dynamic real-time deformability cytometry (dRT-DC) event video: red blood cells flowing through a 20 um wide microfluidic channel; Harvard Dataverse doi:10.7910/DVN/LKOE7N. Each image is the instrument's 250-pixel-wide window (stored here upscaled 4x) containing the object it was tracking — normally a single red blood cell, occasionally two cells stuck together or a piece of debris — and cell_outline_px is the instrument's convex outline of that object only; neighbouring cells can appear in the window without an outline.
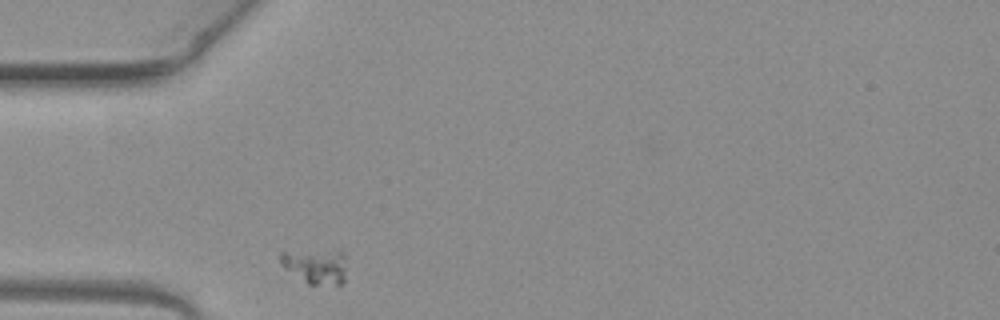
{"species": "common noctule bat (a hibernating species)", "species_latin": "Nyctalus noctula", "temperature_condition": "warm", "stored_images_in_passage": 29, "camera_frame_rate_fps": 3000, "um_per_image_px": 0.085, "animal": {"sex": "female", "body_mass_g": 19.3, "forearm_length_mm": 54.1}, "frame": {"image": 1, "passage_image": 1, "time_ms": 0.0, "image_size_px": [1000, 320], "cell_outline_px": [[344, 284], [308, 284], [280, 264], [280, 252], [340, 248], [344, 252]], "centroid_in_image_um": [26.86, 22.56], "position_along_channel_um": 58.1, "area_um2": 13.7}}
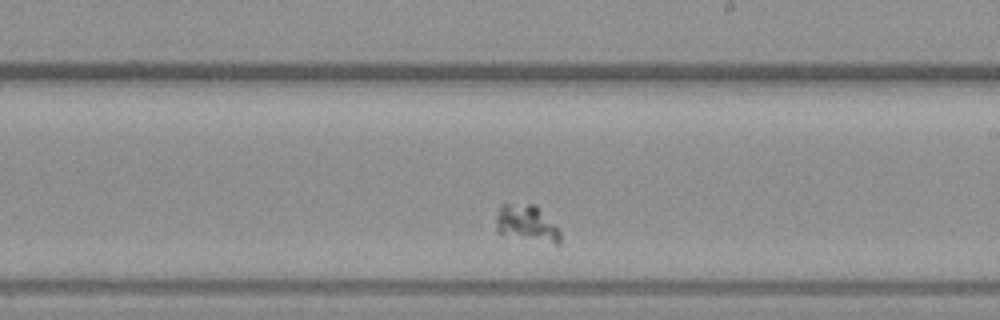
{"frame": {"image": 2, "passage_image": 17, "time_ms": 5.333, "image_size_px": [1000, 320], "cell_outline_px": [[560, 244], [556, 244], [504, 236], [496, 232], [496, 216], [500, 204], [536, 204], [560, 232]], "centroid_in_image_um": [44.72, 19.0], "position_along_channel_um": 244.3, "area_um2": 13.81}}
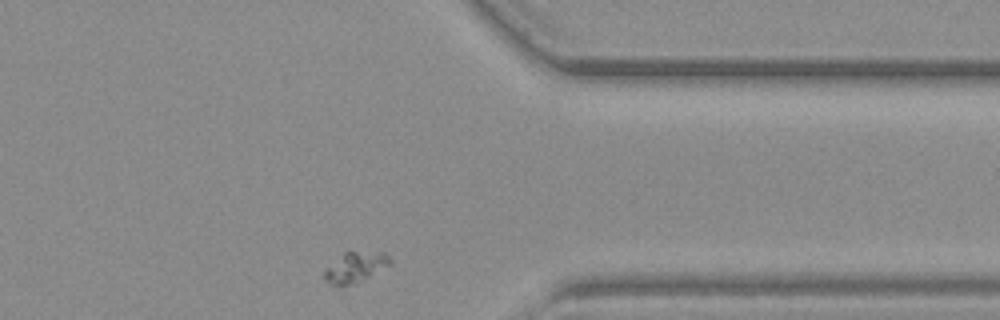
{"frame": {"image": 3, "passage_image": 29, "time_ms": 9.333, "image_size_px": [1000, 320], "cell_outline_px": [[392, 264], [340, 288], [328, 284], [324, 280], [324, 272], [344, 252], [384, 252], [392, 260]], "centroid_in_image_um": [30.18, 22.72], "position_along_channel_um": 381.2, "area_um2": 11.16}}